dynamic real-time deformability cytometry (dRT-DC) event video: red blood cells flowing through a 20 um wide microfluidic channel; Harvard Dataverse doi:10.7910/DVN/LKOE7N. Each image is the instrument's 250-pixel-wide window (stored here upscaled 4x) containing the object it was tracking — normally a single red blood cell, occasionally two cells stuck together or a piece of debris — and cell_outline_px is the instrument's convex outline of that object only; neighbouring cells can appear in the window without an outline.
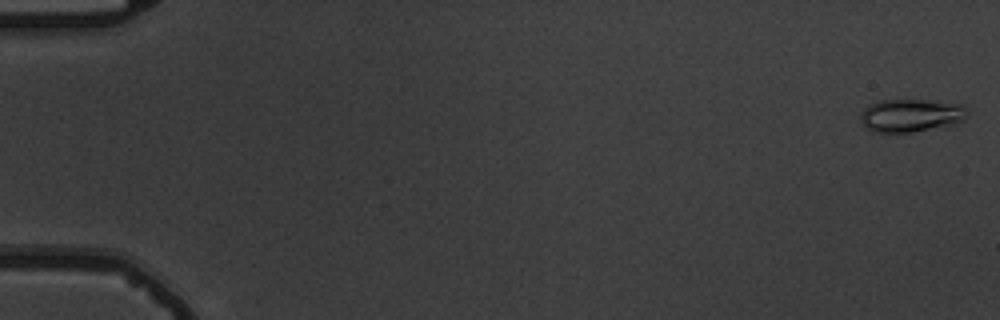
{"species": "common noctule bat (a hibernating species)", "species_latin": "Nyctalus noctula", "temperature_condition": "warm", "stored_images_in_passage": 6, "camera_frame_rate_fps": 3000, "um_per_image_px": 0.085, "animal": {"sex": "male", "body_mass_g": 19.5, "forearm_length_mm": 54.6}, "frame": {"image": 1, "passage_image": 1, "time_ms": 0.0, "image_size_px": [1000, 320], "cell_outline_px": [[968, 116], [964, 120], [948, 124], [912, 132], [872, 132], [860, 124], [860, 112], [868, 104], [880, 100], [920, 100], [964, 104], [968, 112]], "centroid_in_image_um": [77.36, 9.8], "position_along_channel_um": 7.6, "area_um2": 20.52}}